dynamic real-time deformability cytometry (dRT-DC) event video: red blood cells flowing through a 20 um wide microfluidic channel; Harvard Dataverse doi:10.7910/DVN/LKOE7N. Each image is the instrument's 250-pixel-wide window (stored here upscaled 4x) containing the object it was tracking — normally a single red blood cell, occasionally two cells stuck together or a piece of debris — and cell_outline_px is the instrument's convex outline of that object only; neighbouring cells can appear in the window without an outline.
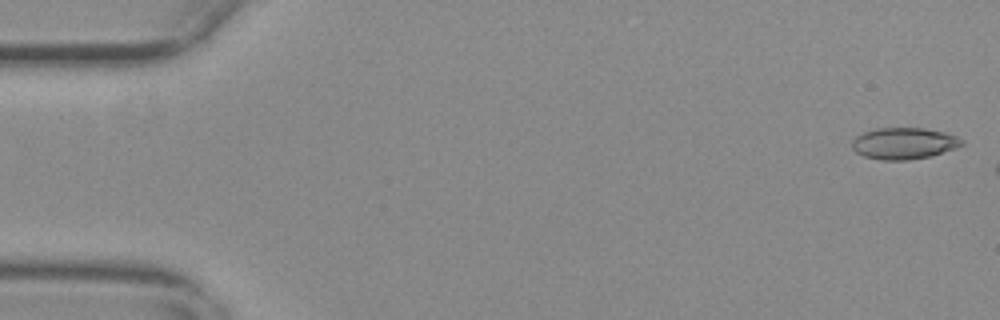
{"species": "common noctule bat (a hibernating species)", "species_latin": "Nyctalus noctula", "temperature_condition": "warm", "stored_images_in_passage": 7, "camera_frame_rate_fps": 3000, "um_per_image_px": 0.085, "animal": {"sex": "female", "body_mass_g": 29.2, "forearm_length_mm": 56.3}, "frame": {"image": 1, "passage_image": 1, "time_ms": 0.0, "image_size_px": [1000, 320], "cell_outline_px": [[964, 144], [956, 148], [928, 156], [908, 160], [880, 160], [864, 156], [856, 152], [852, 148], [852, 140], [856, 136], [864, 132], [876, 128], [924, 128], [944, 132], [956, 136], [964, 140]], "centroid_in_image_um": [76.82, 12.18], "position_along_channel_um": 8.2, "area_um2": 20.11}}